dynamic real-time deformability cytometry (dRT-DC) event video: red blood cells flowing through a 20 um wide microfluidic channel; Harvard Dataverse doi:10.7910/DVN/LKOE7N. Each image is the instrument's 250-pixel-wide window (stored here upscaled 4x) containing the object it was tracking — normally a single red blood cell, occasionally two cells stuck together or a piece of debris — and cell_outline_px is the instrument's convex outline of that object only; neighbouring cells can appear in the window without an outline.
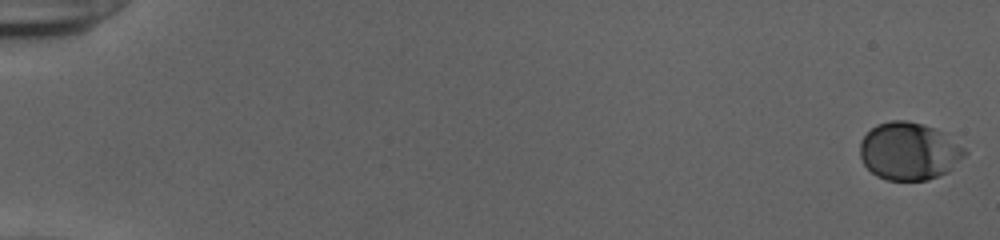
{"species": "human", "species_latin": "Homo sapiens", "temperature_condition": "cold", "stored_images_in_passage": 54, "camera_frame_rate_fps": 3000, "um_per_image_px": 0.085, "donor": {"sex": "female"}, "frame": {"image": 1, "passage_image": 1, "time_ms": 0.0, "image_size_px": [1000, 240], "cell_outline_px": [[968, 152], [948, 172], [928, 180], [888, 180], [876, 176], [864, 164], [860, 156], [860, 140], [876, 124], [892, 120], [908, 120], [924, 124], [944, 132], [964, 148]], "centroid_in_image_um": [77.26, 12.84], "position_along_channel_um": 7.7, "area_um2": 35.26}}
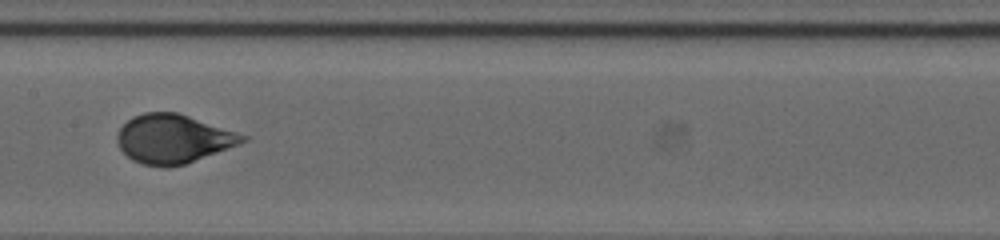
{"frame": {"image": 2, "passage_image": 30, "time_ms": 9.667, "image_size_px": [1000, 240], "cell_outline_px": [[248, 140], [228, 148], [184, 164], [168, 168], [164, 168], [140, 164], [132, 160], [120, 148], [116, 140], [116, 136], [120, 128], [132, 116], [144, 112], [176, 112], [248, 136]], "centroid_in_image_um": [14.67, 11.81], "position_along_channel_um": 192.7, "area_um2": 35.43}}
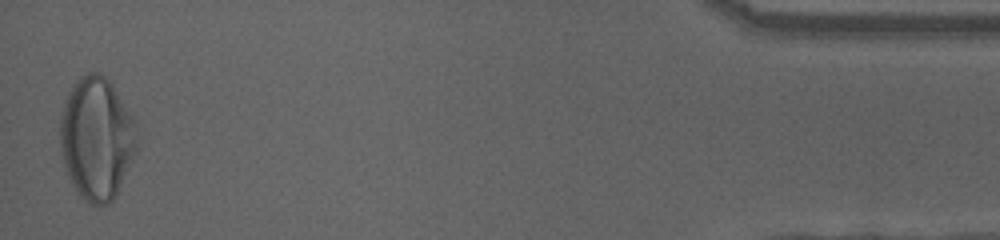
{"frame": {"image": 3, "passage_image": 54, "time_ms": 17.667, "image_size_px": [1000, 240], "cell_outline_px": [[136, 152], [112, 200], [108, 204], [88, 204], [80, 196], [72, 184], [64, 164], [60, 144], [60, 112], [64, 100], [72, 84], [80, 76], [88, 72], [96, 72], [104, 76], [112, 84], [132, 116], [136, 140]], "centroid_in_image_um": [8.17, 11.73], "position_along_channel_um": 427.0, "area_um2": 54.39}, "authors_computed_cell_mechanics": {"area_um2": 35.3158, "velocity_mm_per_s": 3.8757, "shape_relaxation_time_tau1_ms": 3.8397, "shape_relaxation_time_tau2_ms": null, "deformation_change_tau1": 0.1675, "deformation_change_tau2": null}}